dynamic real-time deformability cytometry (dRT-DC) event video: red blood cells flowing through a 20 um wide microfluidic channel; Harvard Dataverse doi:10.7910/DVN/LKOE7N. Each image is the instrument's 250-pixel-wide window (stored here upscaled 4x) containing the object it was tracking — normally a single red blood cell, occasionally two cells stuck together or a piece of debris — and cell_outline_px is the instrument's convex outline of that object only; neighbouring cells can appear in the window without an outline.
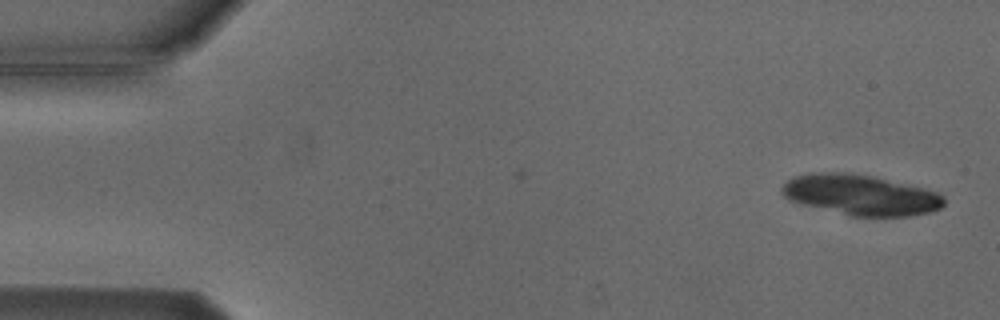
{"species": "Egyptian fruit bat (a non-hibernating species)", "species_latin": "Rousettus aegyptiacus", "temperature_condition": "cold", "stored_images_in_passage": 3, "segment_of_instrument_passage": [2, 2], "camera_frame_rate_fps": 3000, "um_per_image_px": 0.085, "animal": {"sex": "male"}, "frame": {"image": 1, "passage_image": 3, "time_ms": 2.333, "image_size_px": [1000, 320], "cell_outline_px": [[944, 204], [940, 208], [928, 212], [908, 216], [852, 216], [788, 200], [780, 192], [780, 188], [788, 180], [796, 176], [812, 172], [852, 172], [872, 176], [924, 188], [936, 192], [944, 196]], "centroid_in_image_um": [73.13, 16.55], "position_along_channel_um": 11.9, "area_um2": 38.03}}